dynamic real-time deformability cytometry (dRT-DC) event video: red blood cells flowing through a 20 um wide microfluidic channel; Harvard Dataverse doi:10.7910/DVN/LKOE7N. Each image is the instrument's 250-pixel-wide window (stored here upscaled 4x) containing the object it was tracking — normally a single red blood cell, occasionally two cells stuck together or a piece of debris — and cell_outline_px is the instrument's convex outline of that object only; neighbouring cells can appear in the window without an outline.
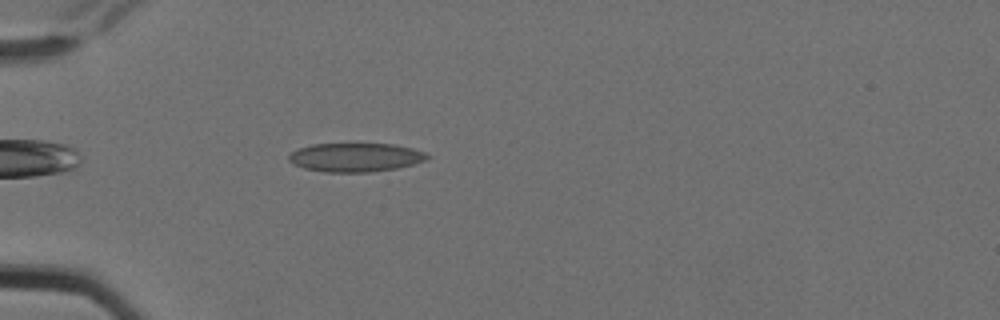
{"species": "Egyptian fruit bat (a non-hibernating species)", "species_latin": "Rousettus aegyptiacus", "temperature_condition": "cold", "stored_images_in_passage": 2, "camera_frame_rate_fps": 3000, "um_per_image_px": 0.085, "animal": {"sex": "female"}, "frame": {"image": 1, "passage_image": 1, "time_ms": 0.0, "image_size_px": [1000, 320], "cell_outline_px": [[432, 156], [428, 160], [396, 168], [368, 172], [324, 172], [304, 168], [292, 164], [288, 160], [288, 156], [292, 152], [300, 148], [312, 144], [396, 144], [412, 148], [424, 152]], "centroid_in_image_um": [30.23, 13.37], "position_along_channel_um": 54.8, "area_um2": 23.24}}